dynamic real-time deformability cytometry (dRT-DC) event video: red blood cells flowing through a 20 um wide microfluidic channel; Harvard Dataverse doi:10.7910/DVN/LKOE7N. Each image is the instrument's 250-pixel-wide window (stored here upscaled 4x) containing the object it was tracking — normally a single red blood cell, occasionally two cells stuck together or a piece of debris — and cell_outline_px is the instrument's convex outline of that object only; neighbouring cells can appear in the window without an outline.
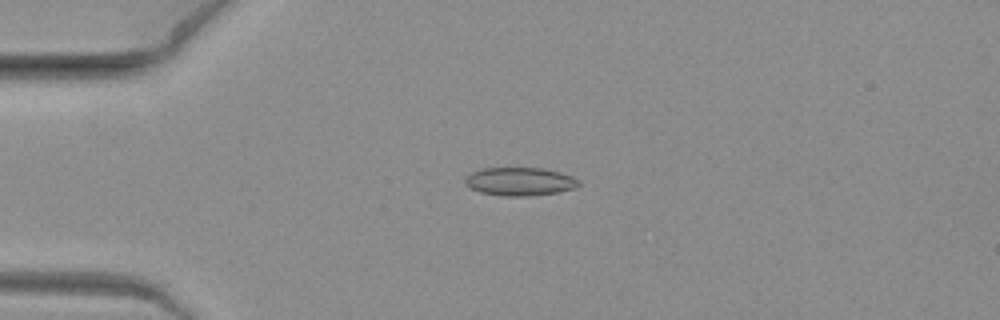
{"species": "common noctule bat (a hibernating species)", "species_latin": "Nyctalus noctula", "temperature_condition": "warm", "stored_images_in_passage": 8, "camera_frame_rate_fps": 3000, "um_per_image_px": 0.085, "animal": {"sex": "female", "body_mass_g": 19.3, "forearm_length_mm": 54.1}, "frame": {"image": 1, "passage_image": 4, "time_ms": 1.0, "image_size_px": [1000, 320], "cell_outline_px": [[580, 184], [576, 188], [556, 192], [528, 196], [508, 196], [480, 192], [468, 188], [464, 184], [464, 180], [472, 172], [484, 168], [544, 168], [560, 172], [572, 176]], "centroid_in_image_um": [44.16, 15.42], "position_along_channel_um": 40.8, "area_um2": 18.61}}
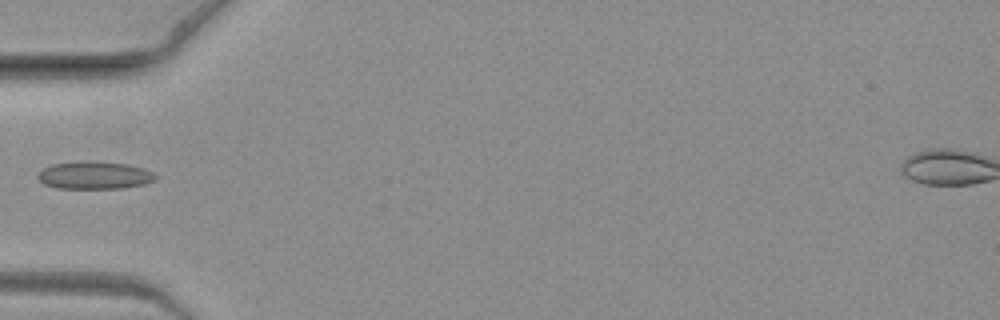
{"frame": {"image": 2, "passage_image": 6, "time_ms": 1.667, "image_size_px": [1000, 320], "cell_outline_px": [[156, 180], [144, 184], [120, 188], [60, 188], [44, 184], [36, 176], [44, 168], [52, 164], [84, 160], [88, 160], [128, 164], [144, 168], [152, 172], [156, 176]], "centroid_in_image_um": [8.04, 14.88], "position_along_channel_um": 77.0, "area_um2": 18.96}}
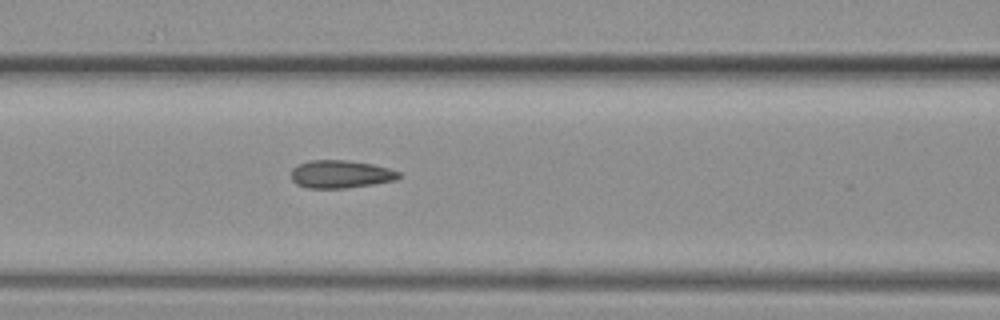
{"frame": {"image": 3, "passage_image": 8, "time_ms": 2.333, "image_size_px": [1000, 320], "cell_outline_px": [[400, 176], [396, 180], [372, 184], [344, 188], [308, 188], [296, 184], [292, 180], [292, 168], [308, 160], [344, 160], [372, 164], [388, 168], [400, 172]], "centroid_in_image_um": [28.94, 14.8], "position_along_channel_um": 137.7, "area_um2": 17.34}}